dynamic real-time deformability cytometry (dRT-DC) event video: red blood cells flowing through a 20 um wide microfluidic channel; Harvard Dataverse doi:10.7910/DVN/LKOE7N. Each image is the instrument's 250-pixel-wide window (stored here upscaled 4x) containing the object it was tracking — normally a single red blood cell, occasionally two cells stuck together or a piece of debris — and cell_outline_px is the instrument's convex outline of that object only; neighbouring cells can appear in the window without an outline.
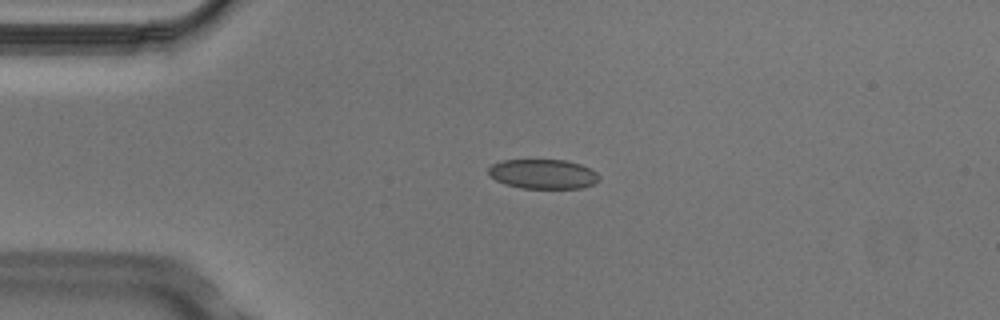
{"species": "Egyptian fruit bat (a non-hibernating species)", "species_latin": "Rousettus aegyptiacus", "temperature_condition": "cold", "stored_images_in_passage": 4, "camera_frame_rate_fps": 3000, "um_per_image_px": 0.085, "animal": {"sex": "male"}, "frame": {"image": 1, "passage_image": 2, "time_ms": 0.333, "image_size_px": [1000, 320], "cell_outline_px": [[600, 180], [584, 188], [520, 188], [504, 184], [488, 176], [488, 168], [492, 164], [504, 160], [568, 160], [580, 164], [596, 172], [600, 176]], "centroid_in_image_um": [46.15, 14.79], "position_along_channel_um": 38.9, "area_um2": 19.19}}